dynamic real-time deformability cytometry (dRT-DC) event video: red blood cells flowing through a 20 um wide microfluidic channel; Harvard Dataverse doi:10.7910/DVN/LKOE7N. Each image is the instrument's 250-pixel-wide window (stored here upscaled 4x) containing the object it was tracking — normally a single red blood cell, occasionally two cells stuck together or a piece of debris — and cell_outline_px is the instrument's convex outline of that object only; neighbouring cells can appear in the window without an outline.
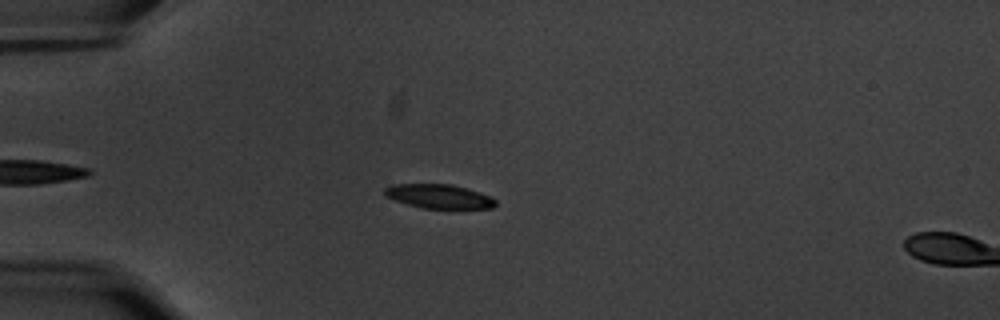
{"species": "common noctule bat (a hibernating species)", "species_latin": "Nyctalus noctula", "temperature_condition": "warm", "stored_images_in_passage": 13, "camera_frame_rate_fps": 3000, "um_per_image_px": 0.085, "animal": {"sex": "male", "body_mass_g": 20.1, "forearm_length_mm": 53.5}, "frame": {"image": 1, "passage_image": 11, "time_ms": 3.333, "image_size_px": [1000, 320], "cell_outline_px": [[496, 204], [492, 208], [424, 208], [408, 204], [384, 196], [384, 188], [392, 184], [452, 184], [480, 192], [496, 200]], "centroid_in_image_um": [37.29, 16.68], "position_along_channel_um": 47.7, "area_um2": 15.43}}